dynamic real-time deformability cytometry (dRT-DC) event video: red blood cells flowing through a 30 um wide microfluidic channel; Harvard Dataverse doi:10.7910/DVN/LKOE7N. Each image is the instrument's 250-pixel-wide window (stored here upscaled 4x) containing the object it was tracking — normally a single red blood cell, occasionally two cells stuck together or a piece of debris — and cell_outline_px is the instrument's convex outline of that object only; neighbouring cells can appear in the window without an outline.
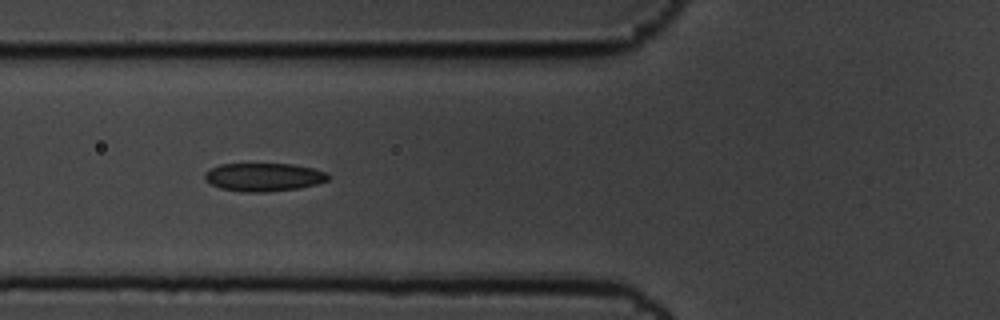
{"species": "common noctule bat (a hibernating species)", "species_latin": "Nyctalus noctula", "temperature_condition": "cold", "stored_images_in_passage": 6, "camera_frame_rate_fps": 3000, "um_per_image_px": 0.085, "animal": {"sex": "male", "body_mass_g": 19.5, "forearm_length_mm": 54.6}, "frame": {"image": 1, "passage_image": 5, "time_ms": 1.333, "image_size_px": [1000, 320], "cell_outline_px": [[332, 176], [328, 180], [316, 184], [300, 188], [264, 192], [244, 192], [220, 188], [204, 180], [204, 172], [220, 164], [292, 164], [312, 168], [328, 172]], "centroid_in_image_um": [22.44, 15.05], "position_along_channel_um": 103.4, "area_um2": 20.4}}
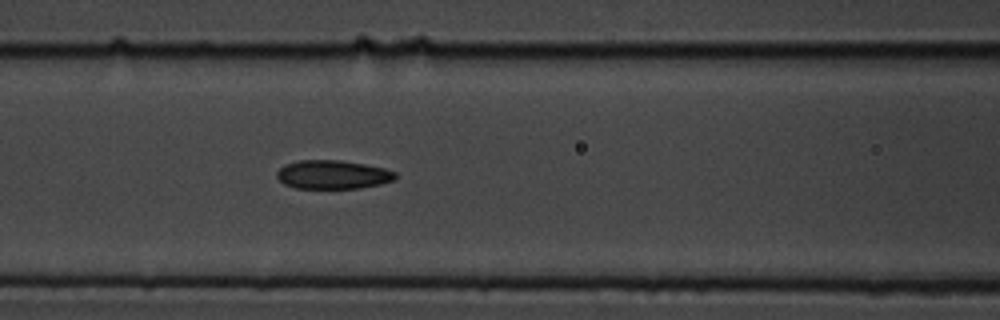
{"frame": {"image": 2, "passage_image": 6, "time_ms": 1.667, "image_size_px": [1000, 320], "cell_outline_px": [[396, 180], [380, 184], [360, 188], [296, 188], [284, 184], [276, 176], [276, 172], [284, 164], [300, 160], [340, 160], [364, 164], [384, 168], [396, 172]], "centroid_in_image_um": [28.29, 14.84], "position_along_channel_um": 138.3, "area_um2": 19.88}}